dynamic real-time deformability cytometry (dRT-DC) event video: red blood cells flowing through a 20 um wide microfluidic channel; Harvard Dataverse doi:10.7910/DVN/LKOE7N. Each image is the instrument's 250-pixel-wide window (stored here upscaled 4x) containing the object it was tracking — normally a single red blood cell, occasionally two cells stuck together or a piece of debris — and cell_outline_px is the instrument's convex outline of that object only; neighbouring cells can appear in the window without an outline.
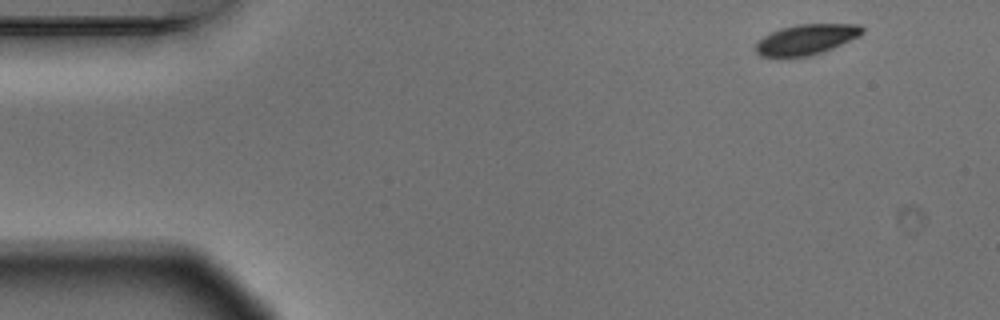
{"species": "Egyptian fruit bat (a non-hibernating species)", "species_latin": "Rousettus aegyptiacus", "temperature_condition": "warm", "stored_images_in_passage": 4, "camera_frame_rate_fps": 3000, "um_per_image_px": 0.085, "animal": {"sex": "male"}, "frame": {"image": 1, "passage_image": 1, "time_ms": 0.0, "image_size_px": [1000, 320], "cell_outline_px": [[864, 32], [860, 36], [832, 48], [808, 56], [760, 56], [756, 52], [756, 44], [764, 36], [780, 28], [796, 24], [860, 24], [864, 28]], "centroid_in_image_um": [68.57, 3.33], "position_along_channel_um": 16.4, "area_um2": 18.61}}
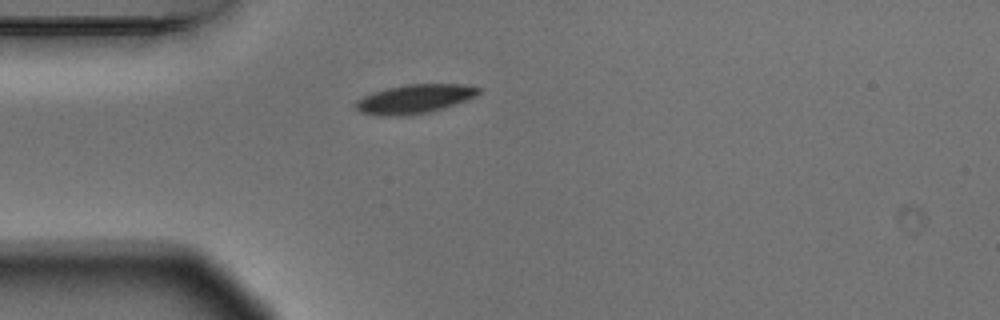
{"frame": {"image": 2, "passage_image": 4, "time_ms": 1.0, "image_size_px": [1000, 320], "cell_outline_px": [[480, 92], [476, 96], [444, 108], [428, 112], [408, 116], [376, 116], [360, 112], [356, 108], [356, 100], [364, 96], [388, 88], [408, 84], [464, 84], [480, 88]], "centroid_in_image_um": [35.24, 8.42], "position_along_channel_um": 49.8, "area_um2": 20.69}}